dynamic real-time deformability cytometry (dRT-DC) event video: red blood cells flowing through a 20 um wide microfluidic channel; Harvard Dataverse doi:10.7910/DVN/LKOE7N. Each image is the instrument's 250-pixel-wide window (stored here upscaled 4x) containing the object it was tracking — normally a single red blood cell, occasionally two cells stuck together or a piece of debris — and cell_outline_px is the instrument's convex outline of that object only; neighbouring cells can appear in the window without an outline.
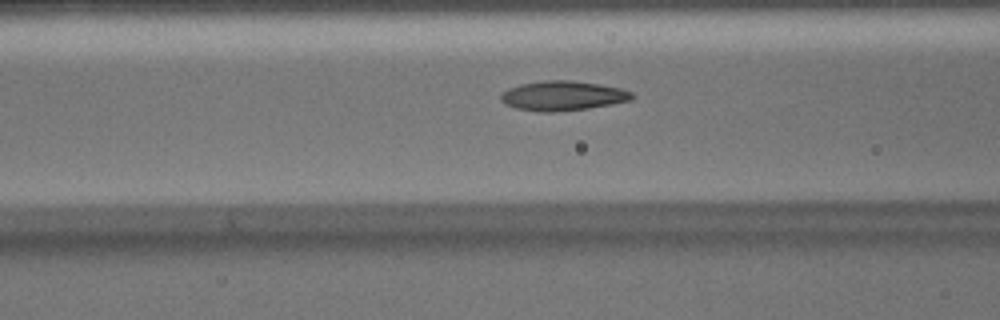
{"species": "Egyptian fruit bat (a non-hibernating species)", "species_latin": "Rousettus aegyptiacus", "temperature_condition": "warm", "stored_images_in_passage": 36, "camera_frame_rate_fps": 3000, "um_per_image_px": 0.085, "animal": {"sex": "male"}, "frame": {"image": 1, "passage_image": 10, "time_ms": 3.0, "image_size_px": [1000, 320], "cell_outline_px": [[636, 96], [632, 100], [612, 104], [588, 108], [552, 112], [544, 112], [516, 108], [504, 104], [500, 100], [500, 96], [508, 88], [520, 84], [544, 80], [572, 80], [600, 84], [620, 88], [632, 92]], "centroid_in_image_um": [47.85, 8.13], "position_along_channel_um": 118.7, "area_um2": 22.72}}
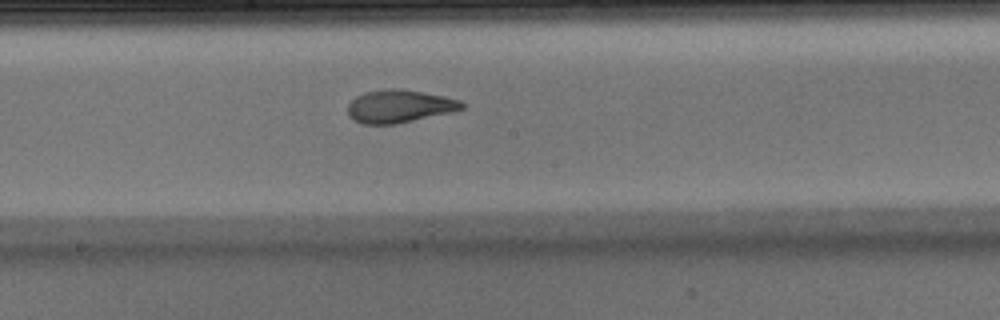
{"frame": {"image": 2, "passage_image": 17, "time_ms": 5.333, "image_size_px": [1000, 320], "cell_outline_px": [[464, 108], [452, 112], [396, 124], [364, 124], [352, 120], [348, 116], [348, 104], [356, 96], [364, 92], [400, 88], [444, 96], [460, 100], [464, 104]], "centroid_in_image_um": [33.93, 9.04], "position_along_channel_um": 214.3, "area_um2": 21.79}}
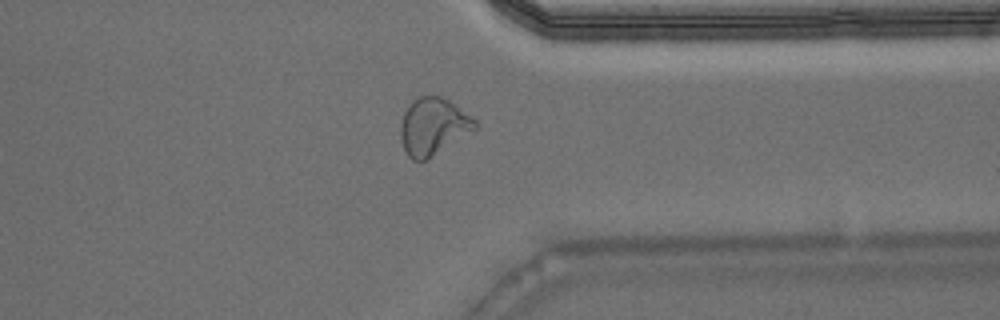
{"frame": {"image": 3, "passage_image": 29, "time_ms": 9.333, "image_size_px": [1000, 320], "cell_outline_px": [[476, 128], [424, 160], [412, 160], [408, 156], [404, 148], [400, 136], [400, 124], [404, 112], [412, 100], [420, 96], [440, 96], [448, 100], [476, 120]], "centroid_in_image_um": [36.77, 10.72], "position_along_channel_um": 374.6, "area_um2": 24.04}, "authors_computed_cell_mechanics": {"area_um2": 21.9929, "velocity_mm_per_s": 4.0857, "shape_relaxation_time_tau1_ms": 7.8599, "shape_relaxation_time_tau2_ms": 1.5615, "deformation_change_tau1": 0.293, "deformation_change_tau2": 0.0704}}